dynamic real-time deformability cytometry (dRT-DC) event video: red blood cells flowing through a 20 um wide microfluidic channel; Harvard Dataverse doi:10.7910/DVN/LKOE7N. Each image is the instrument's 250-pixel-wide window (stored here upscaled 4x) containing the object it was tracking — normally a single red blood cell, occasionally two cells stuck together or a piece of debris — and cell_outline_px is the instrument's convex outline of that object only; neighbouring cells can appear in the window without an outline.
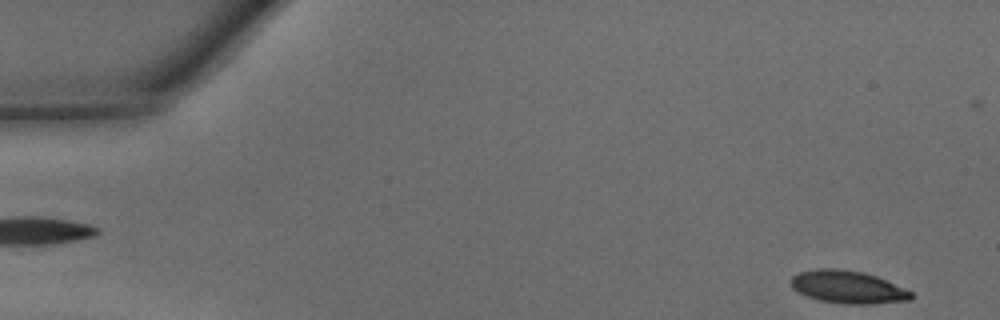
{"species": "common noctule bat (a hibernating species)", "species_latin": "Nyctalus noctula", "temperature_condition": "warm", "stored_images_in_passage": 10, "camera_frame_rate_fps": 3000, "um_per_image_px": 0.085, "animal": {"sex": "male", "body_mass_g": 15.6}, "frame": {"image": 1, "passage_image": 1, "time_ms": 0.0, "image_size_px": [1000, 320], "cell_outline_px": [[912, 300], [872, 304], [844, 304], [816, 300], [796, 292], [792, 288], [788, 280], [792, 276], [800, 272], [816, 268], [836, 268], [864, 272], [876, 276], [912, 292]], "centroid_in_image_um": [71.99, 24.4], "position_along_channel_um": 13.0, "area_um2": 23.18}}